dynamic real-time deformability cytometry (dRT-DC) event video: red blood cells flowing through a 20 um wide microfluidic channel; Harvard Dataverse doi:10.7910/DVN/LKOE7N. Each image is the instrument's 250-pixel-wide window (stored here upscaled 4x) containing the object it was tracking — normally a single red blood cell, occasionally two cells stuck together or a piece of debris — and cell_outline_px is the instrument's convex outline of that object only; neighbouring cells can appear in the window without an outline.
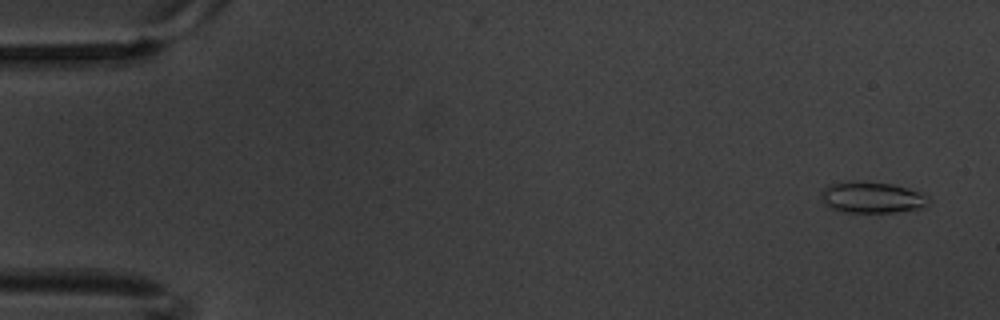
{"species": "common noctule bat (a hibernating species)", "species_latin": "Nyctalus noctula", "temperature_condition": "warm", "stored_images_in_passage": 5, "camera_frame_rate_fps": 3000, "um_per_image_px": 0.085, "animal": {"sex": "male", "body_mass_g": 20.1, "forearm_length_mm": 53.5}, "frame": {"image": 1, "passage_image": 1, "time_ms": 0.0, "image_size_px": [1000, 320], "cell_outline_px": [[932, 200], [924, 208], [896, 212], [848, 212], [832, 208], [824, 204], [820, 196], [824, 188], [832, 184], [892, 184], [908, 188]], "centroid_in_image_um": [74.17, 16.84], "position_along_channel_um": 10.8, "area_um2": 18.55}}
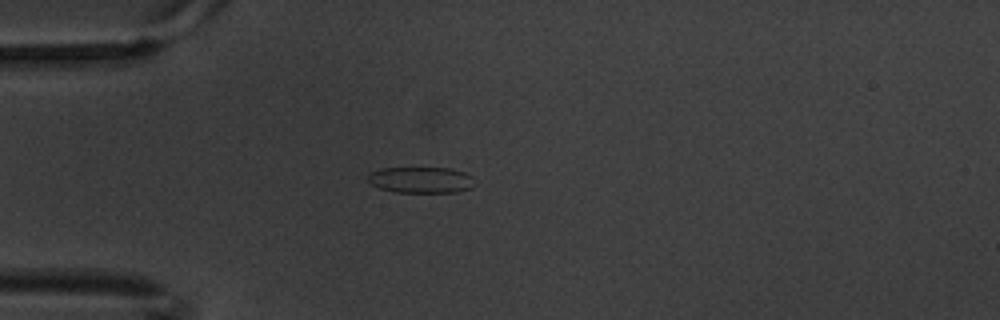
{"frame": {"image": 2, "passage_image": 5, "time_ms": 1.333, "image_size_px": [1000, 320], "cell_outline_px": [[472, 188], [456, 192], [396, 192], [380, 188], [372, 184], [368, 180], [368, 172], [380, 168], [452, 168], [464, 172], [472, 176]], "centroid_in_image_um": [35.76, 15.28], "position_along_channel_um": 49.2, "area_um2": 16.24}}